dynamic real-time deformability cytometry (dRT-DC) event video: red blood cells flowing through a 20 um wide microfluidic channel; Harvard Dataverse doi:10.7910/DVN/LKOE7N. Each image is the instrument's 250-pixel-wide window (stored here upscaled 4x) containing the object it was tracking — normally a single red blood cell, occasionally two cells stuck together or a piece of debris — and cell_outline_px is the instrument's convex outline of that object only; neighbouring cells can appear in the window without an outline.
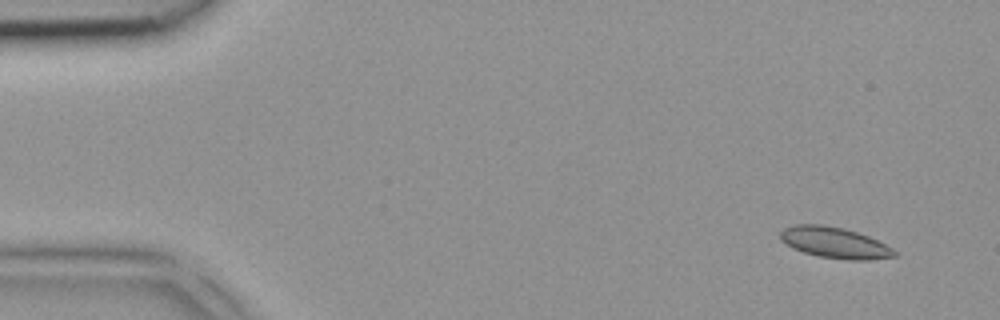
{"species": "common noctule bat (a hibernating species)", "species_latin": "Nyctalus noctula", "temperature_condition": "room temperature", "stored_images_in_passage": 4, "camera_frame_rate_fps": 3000, "um_per_image_px": 0.085, "animal": {"sex": "female", "body_mass_g": 18.4}, "frame": {"image": 1, "passage_image": 1, "time_ms": 0.0, "image_size_px": [1000, 320], "cell_outline_px": [[896, 256], [868, 260], [848, 260], [820, 256], [804, 252], [792, 248], [780, 240], [780, 232], [784, 228], [796, 224], [824, 224], [844, 228], [868, 236], [892, 248], [896, 252]], "centroid_in_image_um": [70.91, 20.62], "position_along_channel_um": 14.1, "area_um2": 20.52}}
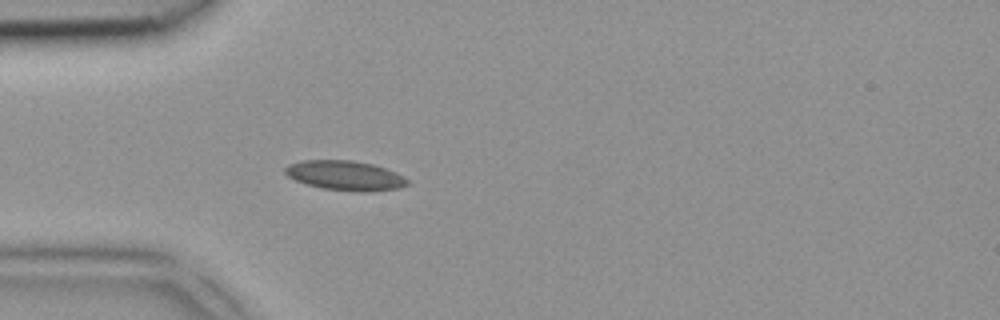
{"frame": {"image": 2, "passage_image": 4, "time_ms": 1.0, "image_size_px": [1000, 320], "cell_outline_px": [[408, 184], [400, 188], [368, 192], [360, 192], [320, 188], [296, 180], [288, 176], [284, 172], [284, 168], [288, 164], [304, 160], [352, 160], [372, 164], [396, 172], [408, 180]], "centroid_in_image_um": [29.33, 14.92], "position_along_channel_um": 55.7, "area_um2": 21.1}}